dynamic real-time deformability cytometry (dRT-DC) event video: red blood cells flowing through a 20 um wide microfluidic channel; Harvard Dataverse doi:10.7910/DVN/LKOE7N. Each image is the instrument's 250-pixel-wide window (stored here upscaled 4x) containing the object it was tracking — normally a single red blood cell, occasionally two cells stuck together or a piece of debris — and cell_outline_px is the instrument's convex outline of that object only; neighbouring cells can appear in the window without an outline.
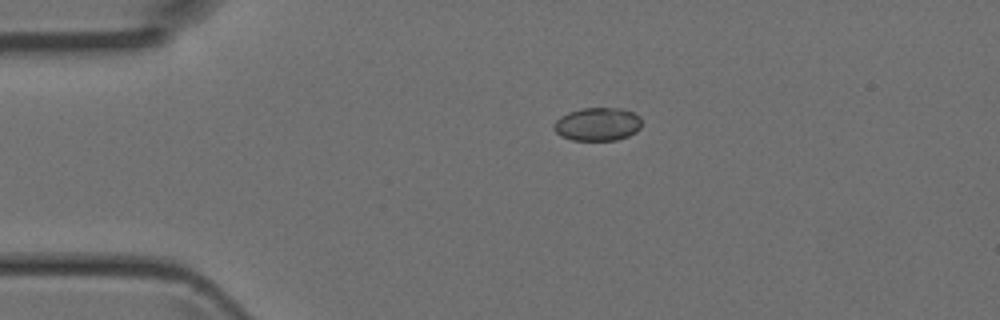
{"species": "Egyptian fruit bat (a non-hibernating species)", "species_latin": "Rousettus aegyptiacus", "temperature_condition": "room temperature", "stored_images_in_passage": 2, "camera_frame_rate_fps": 3000, "um_per_image_px": 0.085, "animal": {"sex": "female"}, "frame": {"image": 1, "passage_image": 1, "time_ms": 0.0, "image_size_px": [1000, 320], "cell_outline_px": [[640, 128], [636, 132], [628, 136], [616, 140], [572, 140], [560, 136], [552, 128], [552, 124], [560, 116], [568, 112], [580, 108], [620, 108], [632, 112], [640, 116]], "centroid_in_image_um": [50.75, 10.55], "position_along_channel_um": 34.2, "area_um2": 17.17}}